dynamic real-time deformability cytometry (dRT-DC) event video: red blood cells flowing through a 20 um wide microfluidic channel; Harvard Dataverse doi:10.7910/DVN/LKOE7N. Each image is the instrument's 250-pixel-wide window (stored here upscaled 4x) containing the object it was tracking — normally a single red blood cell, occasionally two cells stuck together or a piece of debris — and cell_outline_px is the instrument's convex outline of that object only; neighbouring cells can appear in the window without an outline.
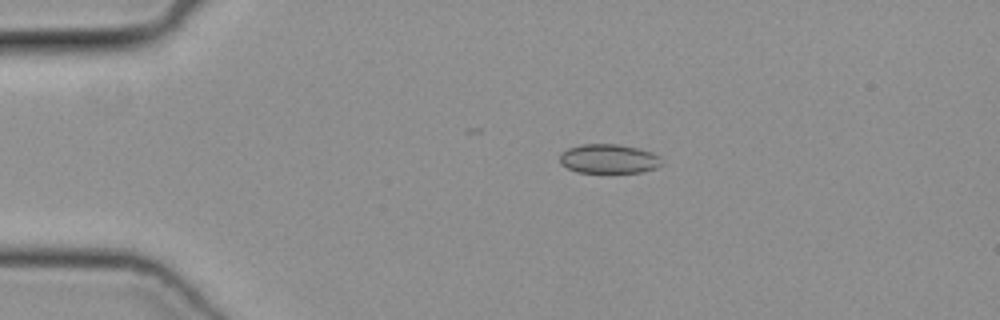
{"species": "common noctule bat (a hibernating species)", "species_latin": "Nyctalus noctula", "temperature_condition": "cold", "stored_images_in_passage": 34, "camera_frame_rate_fps": 3000, "um_per_image_px": 0.085, "animal": {"sex": "female", "body_mass_g": 19.3, "forearm_length_mm": 54.1}, "frame": {"image": 1, "passage_image": 2, "time_ms": 0.333, "image_size_px": [1000, 320], "cell_outline_px": [[664, 164], [656, 168], [640, 172], [576, 172], [560, 164], [560, 152], [568, 148], [580, 144], [616, 144], [640, 148], [652, 152]], "centroid_in_image_um": [51.72, 13.49], "position_along_channel_um": 33.3, "area_um2": 17.4}}
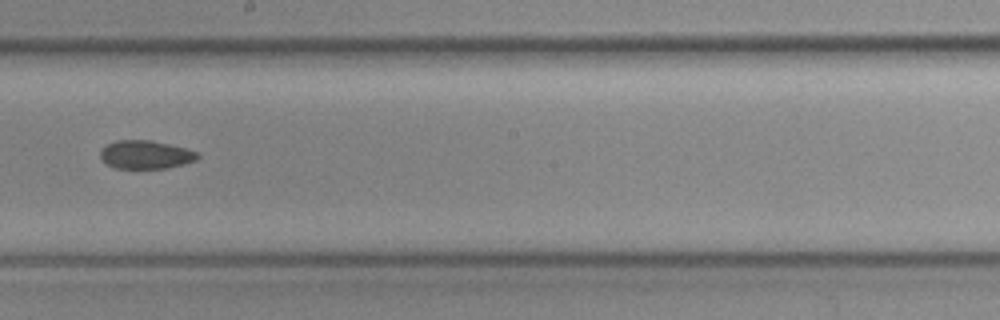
{"frame": {"image": 2, "passage_image": 20, "time_ms": 6.333, "image_size_px": [1000, 320], "cell_outline_px": [[200, 156], [196, 160], [184, 164], [168, 168], [116, 168], [108, 164], [100, 156], [100, 152], [108, 144], [116, 140], [152, 140], [184, 148], [196, 152]], "centroid_in_image_um": [12.4, 13.14], "position_along_channel_um": 235.8, "area_um2": 15.84}}
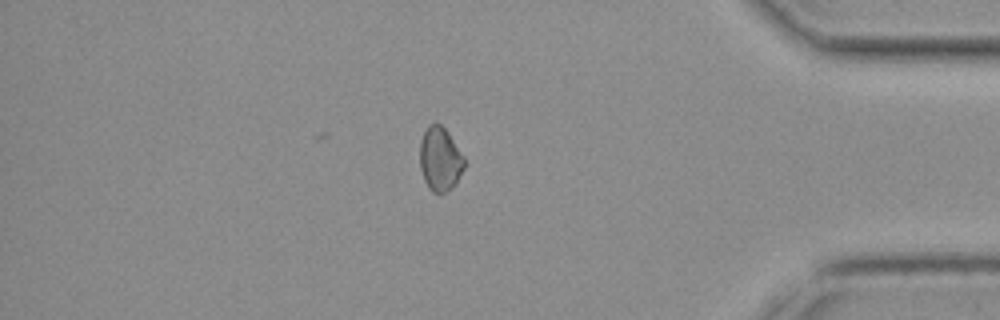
{"frame": {"image": 3, "passage_image": 34, "time_ms": 11.0, "image_size_px": [1000, 320], "cell_outline_px": [[464, 168], [456, 184], [444, 192], [432, 192], [428, 188], [424, 180], [420, 168], [420, 140], [428, 124], [436, 120], [448, 132], [464, 156]], "centroid_in_image_um": [37.39, 13.49], "position_along_channel_um": 397.8, "area_um2": 16.7}}